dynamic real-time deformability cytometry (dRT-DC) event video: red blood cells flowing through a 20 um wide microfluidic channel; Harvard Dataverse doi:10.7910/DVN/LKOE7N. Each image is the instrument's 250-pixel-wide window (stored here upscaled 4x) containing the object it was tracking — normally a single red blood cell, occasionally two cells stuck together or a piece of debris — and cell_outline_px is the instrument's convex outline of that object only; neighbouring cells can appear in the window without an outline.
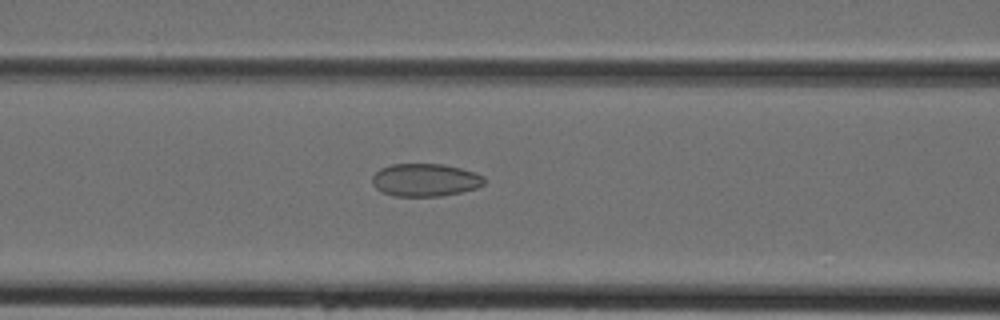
{"species": "Egyptian fruit bat (a non-hibernating species)", "species_latin": "Rousettus aegyptiacus", "temperature_condition": "cold", "stored_images_in_passage": 31, "camera_frame_rate_fps": 3000, "um_per_image_px": 0.085, "animal": {"sex": "female"}, "frame": {"image": 1, "passage_image": 5, "time_ms": 1.333, "image_size_px": [1000, 320], "cell_outline_px": [[484, 184], [476, 188], [460, 192], [440, 196], [392, 196], [376, 188], [372, 184], [372, 176], [380, 168], [392, 164], [444, 164], [460, 168], [484, 176]], "centroid_in_image_um": [36.11, 15.29], "position_along_channel_um": 130.5, "area_um2": 21.33}}
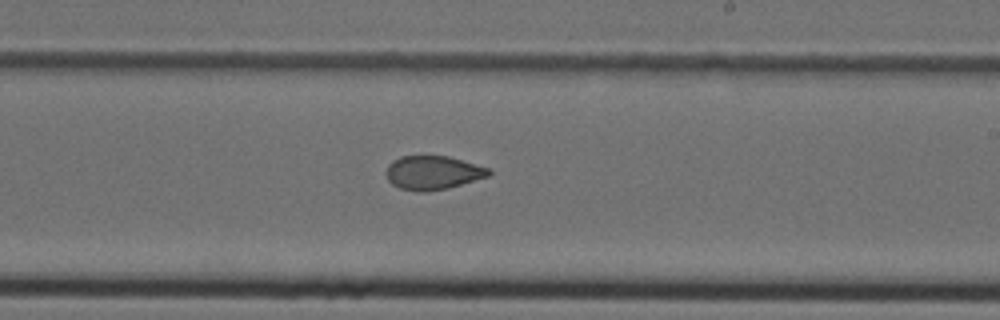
{"frame": {"image": 2, "passage_image": 13, "time_ms": 4.0, "image_size_px": [1000, 320], "cell_outline_px": [[492, 172], [488, 176], [448, 188], [424, 192], [416, 192], [400, 188], [392, 184], [388, 180], [384, 172], [388, 164], [392, 160], [400, 156], [448, 156], [488, 168]], "centroid_in_image_um": [36.73, 14.68], "position_along_channel_um": 252.3, "area_um2": 20.23}}
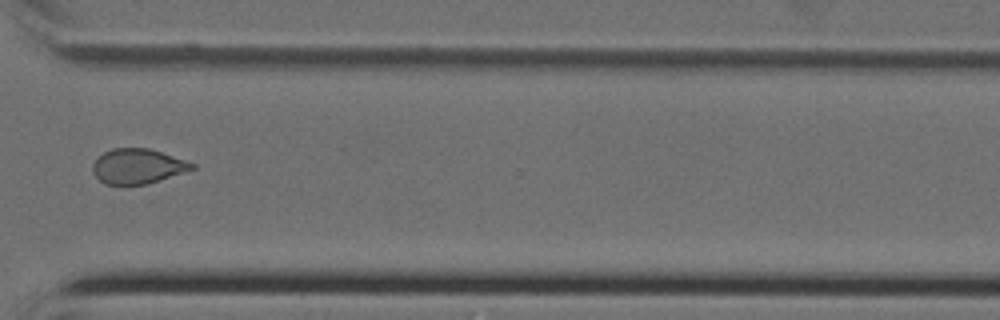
{"frame": {"image": 3, "passage_image": 20, "time_ms": 6.333, "image_size_px": [1000, 320], "cell_outline_px": [[196, 168], [148, 184], [120, 188], [104, 184], [92, 172], [92, 164], [104, 152], [112, 148], [148, 148], [196, 164]], "centroid_in_image_um": [11.65, 14.18], "position_along_channel_um": 358.9, "area_um2": 20.63}}